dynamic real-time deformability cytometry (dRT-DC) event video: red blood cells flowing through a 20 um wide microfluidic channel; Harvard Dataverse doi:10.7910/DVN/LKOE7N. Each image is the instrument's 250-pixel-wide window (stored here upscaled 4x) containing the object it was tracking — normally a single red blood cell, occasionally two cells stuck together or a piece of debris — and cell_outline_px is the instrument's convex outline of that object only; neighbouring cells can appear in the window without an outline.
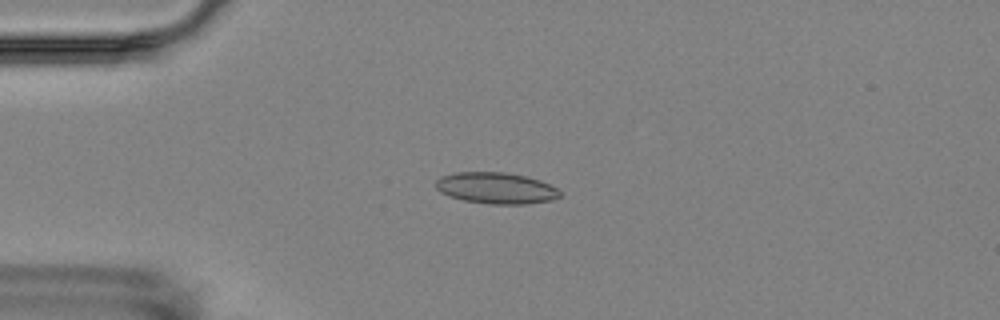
{"species": "Egyptian fruit bat (a non-hibernating species)", "species_latin": "Rousettus aegyptiacus", "temperature_condition": "room temperature", "stored_images_in_passage": 3, "camera_frame_rate_fps": 3000, "um_per_image_px": 0.085, "animal": {"sex": "female"}, "frame": {"image": 1, "passage_image": 2, "time_ms": 1.333, "image_size_px": [1000, 320], "cell_outline_px": [[560, 196], [552, 200], [528, 204], [488, 204], [464, 200], [448, 196], [440, 192], [436, 188], [436, 180], [440, 176], [456, 172], [504, 172], [524, 176], [540, 180], [556, 188], [560, 192]], "centroid_in_image_um": [42.14, 15.99], "position_along_channel_um": 42.9, "area_um2": 22.66}}